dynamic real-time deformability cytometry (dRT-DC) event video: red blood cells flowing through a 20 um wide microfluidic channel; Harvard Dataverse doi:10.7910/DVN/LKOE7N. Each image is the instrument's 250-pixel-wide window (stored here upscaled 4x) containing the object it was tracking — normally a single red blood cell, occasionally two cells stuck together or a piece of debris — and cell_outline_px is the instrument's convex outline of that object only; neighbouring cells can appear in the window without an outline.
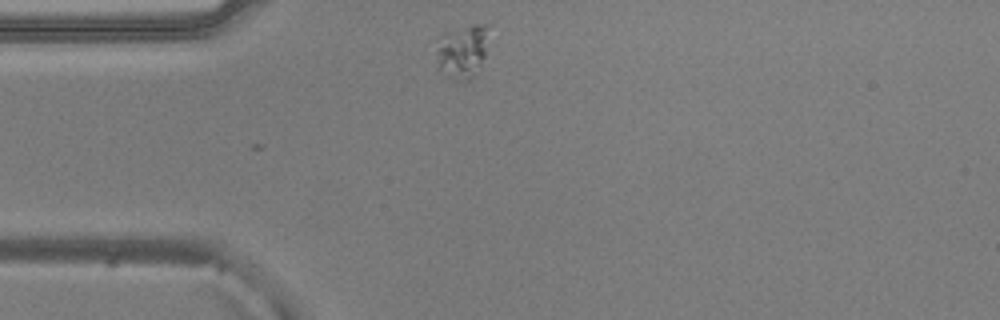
{"species": "common noctule bat (a hibernating species)", "species_latin": "Nyctalus noctula", "temperature_condition": "warm", "stored_images_in_passage": 4, "camera_frame_rate_fps": 3000, "um_per_image_px": 0.085, "animal": {"sex": "male", "body_mass_g": 20.5, "forearm_length_mm": 52.5}, "frame": {"image": 1, "passage_image": 1, "time_ms": 0.0, "image_size_px": [1000, 320], "cell_outline_px": [[492, 24], [484, 56], [476, 76], [468, 80], [464, 80], [444, 76], [440, 68], [436, 52], [436, 40], [444, 32], [472, 24]], "centroid_in_image_um": [39.33, 4.3], "position_along_channel_um": 45.7, "area_um2": 16.82}}